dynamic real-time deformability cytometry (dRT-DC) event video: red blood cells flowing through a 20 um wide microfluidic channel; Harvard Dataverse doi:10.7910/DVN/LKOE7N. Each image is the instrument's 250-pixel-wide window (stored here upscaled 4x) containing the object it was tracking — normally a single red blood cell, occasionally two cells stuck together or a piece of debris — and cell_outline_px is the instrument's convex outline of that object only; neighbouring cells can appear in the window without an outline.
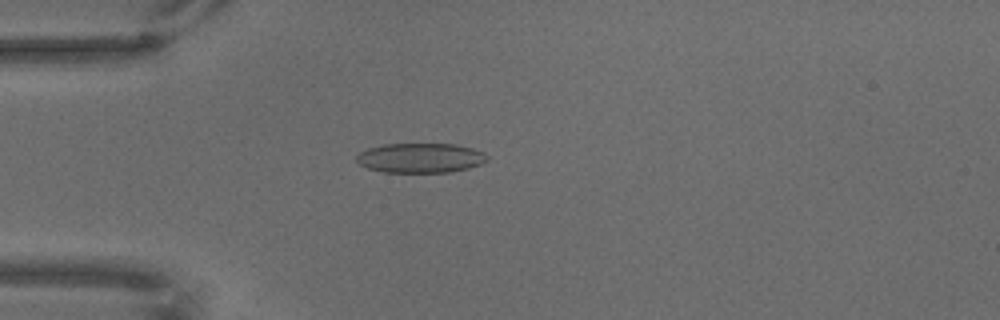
{"species": "common noctule bat (a hibernating species)", "species_latin": "Nyctalus noctula", "temperature_condition": "warm", "stored_images_in_passage": 68, "camera_frame_rate_fps": 3000, "um_per_image_px": 0.085, "animal": {"sex": "male", "body_mass_g": 18.8}, "frame": {"image": 1, "passage_image": 19, "time_ms": 6.0, "image_size_px": [1000, 320], "cell_outline_px": [[488, 160], [480, 164], [468, 168], [448, 172], [384, 172], [368, 168], [360, 164], [356, 160], [356, 156], [360, 152], [368, 148], [384, 144], [456, 144], [472, 148], [484, 152], [488, 156]], "centroid_in_image_um": [35.75, 13.42], "position_along_channel_um": 49.3, "area_um2": 22.54}}
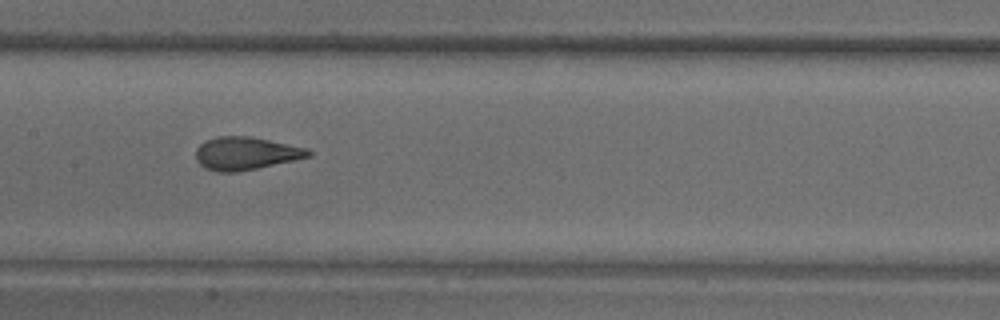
{"frame": {"image": 2, "passage_image": 34, "time_ms": 11.0, "image_size_px": [1000, 320], "cell_outline_px": [[312, 152], [308, 156], [292, 160], [256, 168], [236, 172], [216, 172], [204, 168], [196, 160], [196, 148], [204, 140], [216, 136], [252, 136], [308, 148]], "centroid_in_image_um": [20.83, 13.02], "position_along_channel_um": 186.6, "area_um2": 21.56}}
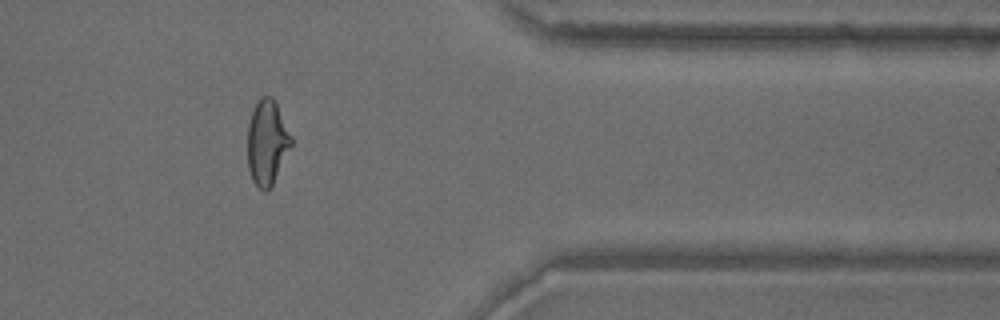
{"frame": {"image": 3, "passage_image": 56, "time_ms": 18.333, "image_size_px": [1000, 320], "cell_outline_px": [[292, 144], [268, 192], [264, 192], [252, 180], [248, 168], [248, 124], [252, 112], [260, 96], [272, 96], [292, 136]], "centroid_in_image_um": [22.69, 12.11], "position_along_channel_um": 388.7, "area_um2": 21.33}}